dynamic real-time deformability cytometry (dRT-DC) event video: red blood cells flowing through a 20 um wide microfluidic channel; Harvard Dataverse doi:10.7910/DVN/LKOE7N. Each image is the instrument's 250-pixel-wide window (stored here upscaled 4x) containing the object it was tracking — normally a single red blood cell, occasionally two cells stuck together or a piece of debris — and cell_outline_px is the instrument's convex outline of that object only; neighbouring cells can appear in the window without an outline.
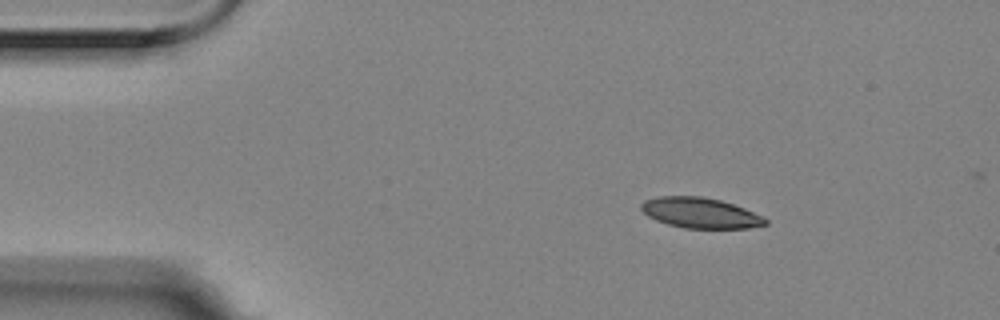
{"species": "Egyptian fruit bat (a non-hibernating species)", "species_latin": "Rousettus aegyptiacus", "temperature_condition": "room temperature", "stored_images_in_passage": 3, "camera_frame_rate_fps": 3000, "um_per_image_px": 0.085, "animal": {"sex": "female"}, "frame": {"image": 1, "passage_image": 1, "time_ms": 0.0, "image_size_px": [1000, 320], "cell_outline_px": [[768, 224], [748, 228], [684, 228], [668, 224], [656, 220], [648, 216], [640, 208], [640, 204], [644, 200], [660, 196], [704, 196], [720, 200], [744, 208], [764, 216], [768, 220]], "centroid_in_image_um": [59.54, 18.09], "position_along_channel_um": 25.5, "area_um2": 22.08}}